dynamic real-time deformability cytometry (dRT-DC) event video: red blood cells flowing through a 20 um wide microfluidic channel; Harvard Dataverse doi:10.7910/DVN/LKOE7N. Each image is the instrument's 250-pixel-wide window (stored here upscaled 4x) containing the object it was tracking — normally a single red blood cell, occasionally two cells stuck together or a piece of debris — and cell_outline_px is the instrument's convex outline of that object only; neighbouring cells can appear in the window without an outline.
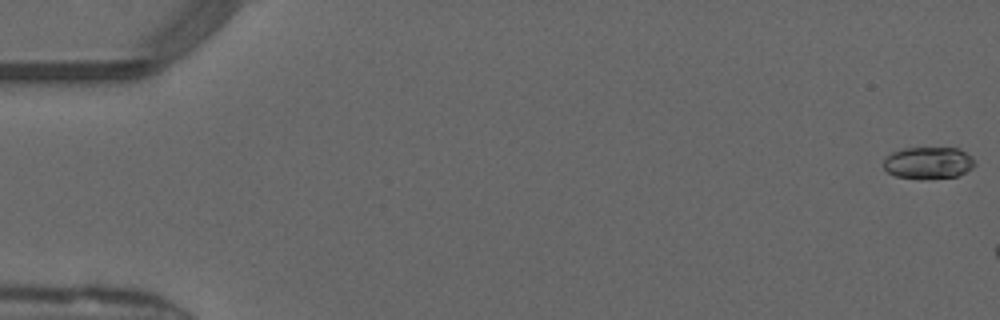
{"species": "common noctule bat (a hibernating species)", "species_latin": "Nyctalus noctula", "temperature_condition": "warm", "stored_images_in_passage": 6, "camera_frame_rate_fps": 3000, "um_per_image_px": 0.085, "animal": {"sex": "male", "forearm_length_mm": 52.5}, "frame": {"image": 1, "passage_image": 1, "time_ms": 0.0, "image_size_px": [1000, 320], "cell_outline_px": [[976, 164], [972, 168], [956, 176], [896, 176], [888, 172], [884, 168], [884, 156], [892, 152], [904, 148], [960, 148], [972, 156]], "centroid_in_image_um": [78.92, 13.78], "position_along_channel_um": 6.1, "area_um2": 16.36}}